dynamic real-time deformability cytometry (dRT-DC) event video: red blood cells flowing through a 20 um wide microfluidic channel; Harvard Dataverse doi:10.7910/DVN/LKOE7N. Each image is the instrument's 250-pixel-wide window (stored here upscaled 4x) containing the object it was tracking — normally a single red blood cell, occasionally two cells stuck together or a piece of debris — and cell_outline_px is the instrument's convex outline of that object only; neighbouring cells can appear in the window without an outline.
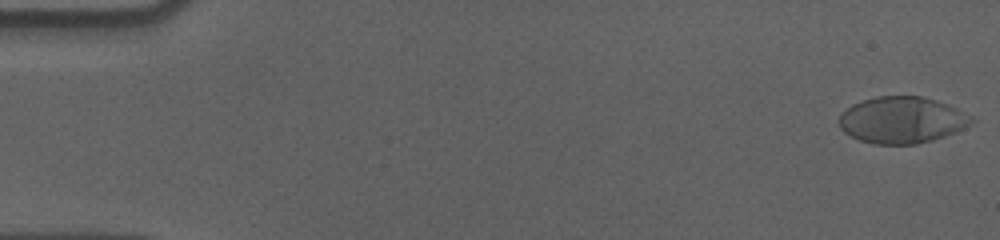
{"species": "human", "species_latin": "Homo sapiens", "temperature_condition": "cold", "stored_images_in_passage": 57, "camera_frame_rate_fps": 3000, "um_per_image_px": 0.085, "donor": {"sex": "male"}, "frame": {"image": 1, "passage_image": 1, "time_ms": 0.0, "image_size_px": [1000, 240], "cell_outline_px": [[976, 120], [972, 124], [964, 128], [944, 136], [932, 140], [916, 144], [872, 144], [860, 140], [844, 132], [840, 128], [840, 112], [852, 104], [864, 100], [880, 96], [924, 96], [948, 104], [972, 116]], "centroid_in_image_um": [76.68, 10.2], "position_along_channel_um": 8.3, "area_um2": 35.95}}
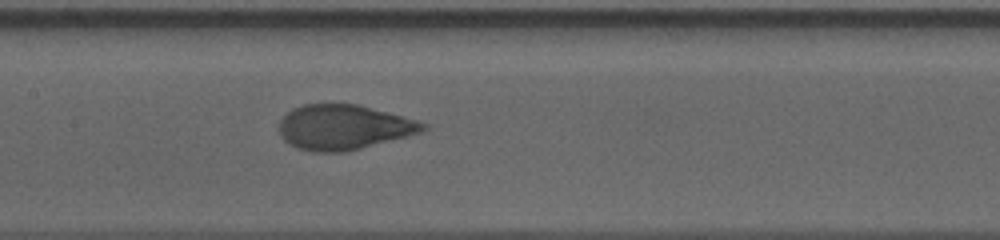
{"frame": {"image": 2, "passage_image": 28, "time_ms": 9.0, "image_size_px": [1000, 240], "cell_outline_px": [[428, 128], [424, 132], [344, 152], [312, 152], [296, 148], [288, 144], [280, 136], [280, 120], [292, 108], [304, 104], [356, 104], [416, 120], [428, 124]], "centroid_in_image_um": [29.19, 10.82], "position_along_channel_um": 178.2, "area_um2": 37.57}}
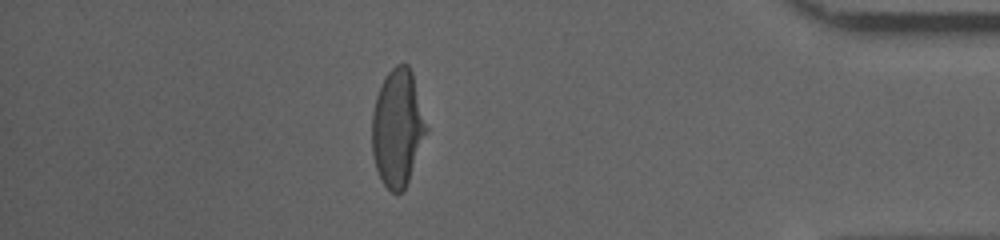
{"frame": {"image": 3, "passage_image": 50, "time_ms": 16.333, "image_size_px": [1000, 240], "cell_outline_px": [[428, 132], [408, 180], [404, 188], [400, 192], [392, 192], [384, 184], [376, 168], [372, 152], [372, 112], [376, 96], [380, 84], [384, 76], [396, 64], [408, 64], [412, 72], [428, 128]], "centroid_in_image_um": [33.79, 10.83], "position_along_channel_um": 401.4, "area_um2": 37.05}, "authors_computed_cell_mechanics": {"area_um2": 37.6278, "velocity_mm_per_s": 3.5702, "shape_relaxation_time_tau1_ms": 4.6493, "shape_relaxation_time_tau2_ms": null, "deformation_change_tau1": 0.1984, "deformation_change_tau2": null}}